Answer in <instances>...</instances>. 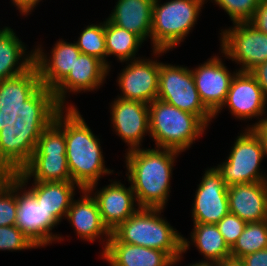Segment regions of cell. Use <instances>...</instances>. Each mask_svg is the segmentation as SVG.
Wrapping results in <instances>:
<instances>
[{"label":"cell","instance_id":"cell-1","mask_svg":"<svg viewBox=\"0 0 267 266\" xmlns=\"http://www.w3.org/2000/svg\"><path fill=\"white\" fill-rule=\"evenodd\" d=\"M18 181H72L66 157L64 108L23 107L19 115Z\"/></svg>","mask_w":267,"mask_h":266},{"label":"cell","instance_id":"cell-2","mask_svg":"<svg viewBox=\"0 0 267 266\" xmlns=\"http://www.w3.org/2000/svg\"><path fill=\"white\" fill-rule=\"evenodd\" d=\"M180 154L160 147H142L125 153V175L141 208L165 209L171 193L175 159Z\"/></svg>","mask_w":267,"mask_h":266},{"label":"cell","instance_id":"cell-3","mask_svg":"<svg viewBox=\"0 0 267 266\" xmlns=\"http://www.w3.org/2000/svg\"><path fill=\"white\" fill-rule=\"evenodd\" d=\"M66 157L71 180L81 189L98 183L104 175L114 174L105 165L99 136L97 137L78 108H64Z\"/></svg>","mask_w":267,"mask_h":266},{"label":"cell","instance_id":"cell-4","mask_svg":"<svg viewBox=\"0 0 267 266\" xmlns=\"http://www.w3.org/2000/svg\"><path fill=\"white\" fill-rule=\"evenodd\" d=\"M163 208H140L111 233L122 243L166 252L175 265L183 255V235L164 219ZM162 215V216H161Z\"/></svg>","mask_w":267,"mask_h":266},{"label":"cell","instance_id":"cell-5","mask_svg":"<svg viewBox=\"0 0 267 266\" xmlns=\"http://www.w3.org/2000/svg\"><path fill=\"white\" fill-rule=\"evenodd\" d=\"M26 46L10 26L0 28V94L23 107L33 106L35 52Z\"/></svg>","mask_w":267,"mask_h":266},{"label":"cell","instance_id":"cell-6","mask_svg":"<svg viewBox=\"0 0 267 266\" xmlns=\"http://www.w3.org/2000/svg\"><path fill=\"white\" fill-rule=\"evenodd\" d=\"M149 132L155 147L184 152L208 128L196 115L159 99L149 103Z\"/></svg>","mask_w":267,"mask_h":266},{"label":"cell","instance_id":"cell-7","mask_svg":"<svg viewBox=\"0 0 267 266\" xmlns=\"http://www.w3.org/2000/svg\"><path fill=\"white\" fill-rule=\"evenodd\" d=\"M154 0L151 25L152 50L172 51L195 27L207 0ZM172 49V50H171Z\"/></svg>","mask_w":267,"mask_h":266},{"label":"cell","instance_id":"cell-8","mask_svg":"<svg viewBox=\"0 0 267 266\" xmlns=\"http://www.w3.org/2000/svg\"><path fill=\"white\" fill-rule=\"evenodd\" d=\"M235 139L227 159L214 166L226 185L267 181L266 173L260 168L267 157L260 136L252 128H245Z\"/></svg>","mask_w":267,"mask_h":266},{"label":"cell","instance_id":"cell-9","mask_svg":"<svg viewBox=\"0 0 267 266\" xmlns=\"http://www.w3.org/2000/svg\"><path fill=\"white\" fill-rule=\"evenodd\" d=\"M41 47L38 44L34 49L33 106L39 105L67 77L82 53L75 41L64 39L52 46L51 55Z\"/></svg>","mask_w":267,"mask_h":266},{"label":"cell","instance_id":"cell-10","mask_svg":"<svg viewBox=\"0 0 267 266\" xmlns=\"http://www.w3.org/2000/svg\"><path fill=\"white\" fill-rule=\"evenodd\" d=\"M157 99L196 115L207 127L214 115L202 103L191 68L160 62Z\"/></svg>","mask_w":267,"mask_h":266},{"label":"cell","instance_id":"cell-11","mask_svg":"<svg viewBox=\"0 0 267 266\" xmlns=\"http://www.w3.org/2000/svg\"><path fill=\"white\" fill-rule=\"evenodd\" d=\"M107 76H109V68L101 60L81 53L67 77L38 106L41 108H77L72 102L69 105L66 100L70 93L94 92L104 85Z\"/></svg>","mask_w":267,"mask_h":266},{"label":"cell","instance_id":"cell-12","mask_svg":"<svg viewBox=\"0 0 267 266\" xmlns=\"http://www.w3.org/2000/svg\"><path fill=\"white\" fill-rule=\"evenodd\" d=\"M220 50L225 59L239 64L238 71L250 72L267 61V34L250 22H237L220 30Z\"/></svg>","mask_w":267,"mask_h":266},{"label":"cell","instance_id":"cell-13","mask_svg":"<svg viewBox=\"0 0 267 266\" xmlns=\"http://www.w3.org/2000/svg\"><path fill=\"white\" fill-rule=\"evenodd\" d=\"M153 58H138L125 62L126 66L117 77V85L121 91L117 97L149 104L157 99L159 90L160 61L156 57L167 51L153 50Z\"/></svg>","mask_w":267,"mask_h":266},{"label":"cell","instance_id":"cell-14","mask_svg":"<svg viewBox=\"0 0 267 266\" xmlns=\"http://www.w3.org/2000/svg\"><path fill=\"white\" fill-rule=\"evenodd\" d=\"M27 181H18V212L16 226L38 248L63 241L64 237L52 232L60 222L38 204L28 191ZM54 233V234H53Z\"/></svg>","mask_w":267,"mask_h":266},{"label":"cell","instance_id":"cell-15","mask_svg":"<svg viewBox=\"0 0 267 266\" xmlns=\"http://www.w3.org/2000/svg\"><path fill=\"white\" fill-rule=\"evenodd\" d=\"M224 107H227L230 114L239 120L258 119L254 124H248L246 128H253L263 115H267V99L258 81L250 72H236L231 80L226 100L214 114V119L217 118L216 116L221 113Z\"/></svg>","mask_w":267,"mask_h":266},{"label":"cell","instance_id":"cell-16","mask_svg":"<svg viewBox=\"0 0 267 266\" xmlns=\"http://www.w3.org/2000/svg\"><path fill=\"white\" fill-rule=\"evenodd\" d=\"M204 172L195 191L191 217L193 224H217L229 213L228 186L214 166Z\"/></svg>","mask_w":267,"mask_h":266},{"label":"cell","instance_id":"cell-17","mask_svg":"<svg viewBox=\"0 0 267 266\" xmlns=\"http://www.w3.org/2000/svg\"><path fill=\"white\" fill-rule=\"evenodd\" d=\"M110 106L112 131L127 144V151L141 148L145 136H150L149 105L117 97Z\"/></svg>","mask_w":267,"mask_h":266},{"label":"cell","instance_id":"cell-18","mask_svg":"<svg viewBox=\"0 0 267 266\" xmlns=\"http://www.w3.org/2000/svg\"><path fill=\"white\" fill-rule=\"evenodd\" d=\"M211 56L207 61L192 68V75L200 99L204 106L214 115L223 105L229 91L230 83L237 69L231 73L221 57Z\"/></svg>","mask_w":267,"mask_h":266},{"label":"cell","instance_id":"cell-19","mask_svg":"<svg viewBox=\"0 0 267 266\" xmlns=\"http://www.w3.org/2000/svg\"><path fill=\"white\" fill-rule=\"evenodd\" d=\"M109 181L111 183L100 190L97 189L98 183L89 186L87 190L97 202L102 222L112 232L141 207L137 203L131 185L126 187L120 180L115 179Z\"/></svg>","mask_w":267,"mask_h":266},{"label":"cell","instance_id":"cell-20","mask_svg":"<svg viewBox=\"0 0 267 266\" xmlns=\"http://www.w3.org/2000/svg\"><path fill=\"white\" fill-rule=\"evenodd\" d=\"M82 193L77 200L73 198L65 219L71 223L75 234L84 241L93 243L100 239L102 252L106 249L111 232L104 225L95 198L87 189H81ZM105 236V237H104Z\"/></svg>","mask_w":267,"mask_h":266},{"label":"cell","instance_id":"cell-21","mask_svg":"<svg viewBox=\"0 0 267 266\" xmlns=\"http://www.w3.org/2000/svg\"><path fill=\"white\" fill-rule=\"evenodd\" d=\"M229 213L246 223L267 220V181L228 187Z\"/></svg>","mask_w":267,"mask_h":266},{"label":"cell","instance_id":"cell-22","mask_svg":"<svg viewBox=\"0 0 267 266\" xmlns=\"http://www.w3.org/2000/svg\"><path fill=\"white\" fill-rule=\"evenodd\" d=\"M110 266H175L164 251L120 242L112 233L106 249L100 252Z\"/></svg>","mask_w":267,"mask_h":266},{"label":"cell","instance_id":"cell-23","mask_svg":"<svg viewBox=\"0 0 267 266\" xmlns=\"http://www.w3.org/2000/svg\"><path fill=\"white\" fill-rule=\"evenodd\" d=\"M23 106L0 94V172L11 173L17 166L19 115Z\"/></svg>","mask_w":267,"mask_h":266},{"label":"cell","instance_id":"cell-24","mask_svg":"<svg viewBox=\"0 0 267 266\" xmlns=\"http://www.w3.org/2000/svg\"><path fill=\"white\" fill-rule=\"evenodd\" d=\"M154 0H117L108 20L143 41L151 39V25Z\"/></svg>","mask_w":267,"mask_h":266},{"label":"cell","instance_id":"cell-25","mask_svg":"<svg viewBox=\"0 0 267 266\" xmlns=\"http://www.w3.org/2000/svg\"><path fill=\"white\" fill-rule=\"evenodd\" d=\"M78 189H77V188ZM81 188L73 181L37 182L34 181L28 191L41 207L51 213L60 223L65 219L71 202L76 195L75 190Z\"/></svg>","mask_w":267,"mask_h":266},{"label":"cell","instance_id":"cell-26","mask_svg":"<svg viewBox=\"0 0 267 266\" xmlns=\"http://www.w3.org/2000/svg\"><path fill=\"white\" fill-rule=\"evenodd\" d=\"M193 226L190 233L191 242L183 236V254L190 249V245H194L204 259L198 262L217 263L231 257V249L216 224H193Z\"/></svg>","mask_w":267,"mask_h":266},{"label":"cell","instance_id":"cell-27","mask_svg":"<svg viewBox=\"0 0 267 266\" xmlns=\"http://www.w3.org/2000/svg\"><path fill=\"white\" fill-rule=\"evenodd\" d=\"M144 41L136 34L111 23L105 18V44L107 57L116 56L121 63L141 58L138 51Z\"/></svg>","mask_w":267,"mask_h":266},{"label":"cell","instance_id":"cell-28","mask_svg":"<svg viewBox=\"0 0 267 266\" xmlns=\"http://www.w3.org/2000/svg\"><path fill=\"white\" fill-rule=\"evenodd\" d=\"M267 248V220L246 223L242 234L231 248V257L239 258Z\"/></svg>","mask_w":267,"mask_h":266},{"label":"cell","instance_id":"cell-29","mask_svg":"<svg viewBox=\"0 0 267 266\" xmlns=\"http://www.w3.org/2000/svg\"><path fill=\"white\" fill-rule=\"evenodd\" d=\"M18 180L11 173L0 174V226L17 222Z\"/></svg>","mask_w":267,"mask_h":266},{"label":"cell","instance_id":"cell-30","mask_svg":"<svg viewBox=\"0 0 267 266\" xmlns=\"http://www.w3.org/2000/svg\"><path fill=\"white\" fill-rule=\"evenodd\" d=\"M79 35L77 41H75L79 50L83 54L97 57L109 68L110 73L112 66L110 61L107 60L105 21L100 22V24L87 25Z\"/></svg>","mask_w":267,"mask_h":266},{"label":"cell","instance_id":"cell-31","mask_svg":"<svg viewBox=\"0 0 267 266\" xmlns=\"http://www.w3.org/2000/svg\"><path fill=\"white\" fill-rule=\"evenodd\" d=\"M223 9L232 23L249 22L261 0H209ZM208 2V0H207Z\"/></svg>","mask_w":267,"mask_h":266},{"label":"cell","instance_id":"cell-32","mask_svg":"<svg viewBox=\"0 0 267 266\" xmlns=\"http://www.w3.org/2000/svg\"><path fill=\"white\" fill-rule=\"evenodd\" d=\"M38 248L16 225L0 226V251H23Z\"/></svg>","mask_w":267,"mask_h":266},{"label":"cell","instance_id":"cell-33","mask_svg":"<svg viewBox=\"0 0 267 266\" xmlns=\"http://www.w3.org/2000/svg\"><path fill=\"white\" fill-rule=\"evenodd\" d=\"M216 225L221 232L224 241L231 249L238 237L242 234L246 222L238 216L228 213Z\"/></svg>","mask_w":267,"mask_h":266},{"label":"cell","instance_id":"cell-34","mask_svg":"<svg viewBox=\"0 0 267 266\" xmlns=\"http://www.w3.org/2000/svg\"><path fill=\"white\" fill-rule=\"evenodd\" d=\"M249 22L261 32L267 34V0H261Z\"/></svg>","mask_w":267,"mask_h":266},{"label":"cell","instance_id":"cell-35","mask_svg":"<svg viewBox=\"0 0 267 266\" xmlns=\"http://www.w3.org/2000/svg\"><path fill=\"white\" fill-rule=\"evenodd\" d=\"M245 266H267V248L241 258Z\"/></svg>","mask_w":267,"mask_h":266},{"label":"cell","instance_id":"cell-36","mask_svg":"<svg viewBox=\"0 0 267 266\" xmlns=\"http://www.w3.org/2000/svg\"><path fill=\"white\" fill-rule=\"evenodd\" d=\"M250 73L258 81V84L262 88L263 94L267 99V61L257 65L250 71Z\"/></svg>","mask_w":267,"mask_h":266},{"label":"cell","instance_id":"cell-37","mask_svg":"<svg viewBox=\"0 0 267 266\" xmlns=\"http://www.w3.org/2000/svg\"><path fill=\"white\" fill-rule=\"evenodd\" d=\"M22 16L30 15L42 0H10Z\"/></svg>","mask_w":267,"mask_h":266},{"label":"cell","instance_id":"cell-38","mask_svg":"<svg viewBox=\"0 0 267 266\" xmlns=\"http://www.w3.org/2000/svg\"><path fill=\"white\" fill-rule=\"evenodd\" d=\"M263 115L259 122L252 128L261 138L267 155V116Z\"/></svg>","mask_w":267,"mask_h":266},{"label":"cell","instance_id":"cell-39","mask_svg":"<svg viewBox=\"0 0 267 266\" xmlns=\"http://www.w3.org/2000/svg\"><path fill=\"white\" fill-rule=\"evenodd\" d=\"M216 266H245V264L239 258L229 257L220 262H217Z\"/></svg>","mask_w":267,"mask_h":266},{"label":"cell","instance_id":"cell-40","mask_svg":"<svg viewBox=\"0 0 267 266\" xmlns=\"http://www.w3.org/2000/svg\"><path fill=\"white\" fill-rule=\"evenodd\" d=\"M187 266H216V263L195 262L190 265L188 264Z\"/></svg>","mask_w":267,"mask_h":266}]
</instances>
